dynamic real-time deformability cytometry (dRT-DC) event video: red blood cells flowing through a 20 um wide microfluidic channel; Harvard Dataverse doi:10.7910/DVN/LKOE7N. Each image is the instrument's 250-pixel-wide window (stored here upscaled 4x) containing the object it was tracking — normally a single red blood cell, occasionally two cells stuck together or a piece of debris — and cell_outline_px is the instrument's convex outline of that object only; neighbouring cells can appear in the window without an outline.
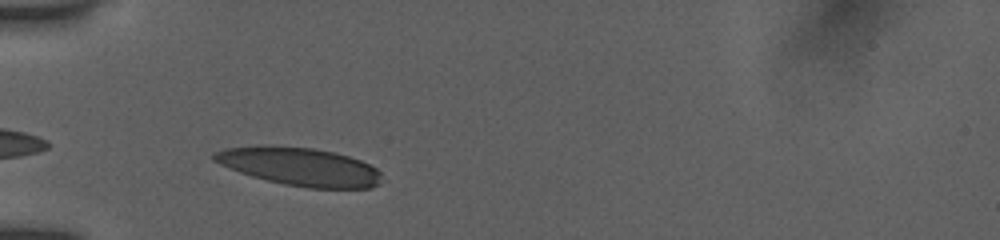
{"species": "human", "species_latin": "Homo sapiens", "temperature_condition": "room temperature", "stored_images_in_passage": 29, "camera_frame_rate_fps": 3000, "um_per_image_px": 0.085, "donor": {"sex": "female"}, "frame": {"image": 1, "passage_image": 2, "time_ms": 0.333, "image_size_px": [1000, 240], "cell_outline_px": [[380, 184], [372, 188], [308, 188], [284, 184], [252, 176], [240, 172], [220, 164], [212, 160], [212, 152], [224, 148], [256, 144], [268, 144], [312, 148], [332, 152], [348, 156], [360, 160], [376, 168], [380, 172]], "centroid_in_image_um": [25.42, 14.14], "position_along_channel_um": 59.6, "area_um2": 37.57}}
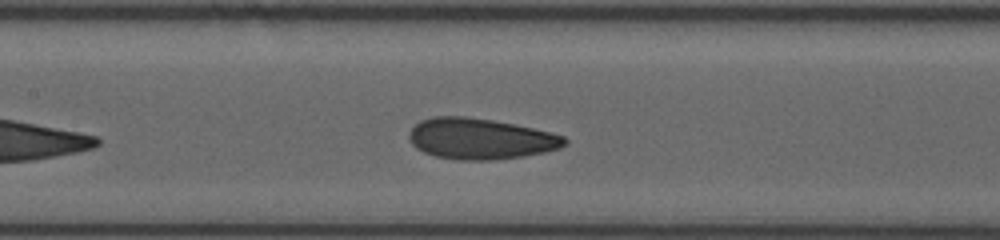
{"frame": {"image": 2, "passage_image": 11, "time_ms": 3.333, "image_size_px": [1000, 240], "cell_outline_px": [[568, 144], [560, 148], [544, 152], [524, 156], [492, 160], [456, 160], [436, 156], [424, 152], [416, 148], [412, 144], [408, 136], [408, 132], [420, 120], [432, 116], [464, 116], [492, 120], [552, 132], [564, 136], [568, 140]], "centroid_in_image_um": [40.83, 11.79], "position_along_channel_um": 166.6, "area_um2": 37.22}}
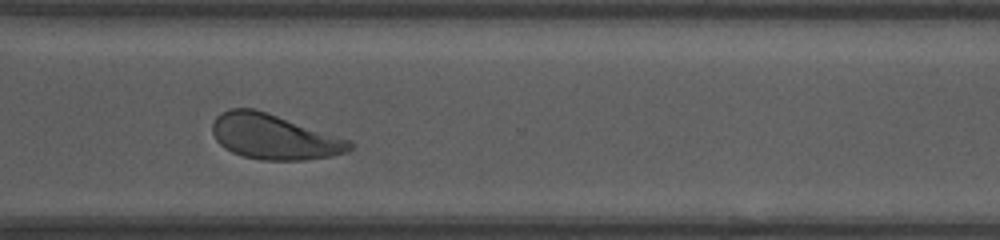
{"frame": {"image": 3, "passage_image": 25, "time_ms": 8.0, "image_size_px": [1000, 240], "cell_outline_px": [[352, 148], [348, 152], [332, 156], [304, 160], [264, 160], [244, 156], [232, 152], [224, 148], [216, 140], [212, 132], [212, 124], [216, 116], [220, 112], [228, 108], [252, 108], [268, 112], [352, 140]], "centroid_in_image_um": [23.3, 11.61], "position_along_channel_um": 347.3, "area_um2": 36.41}, "authors_computed_cell_mechanics": {"area_um2": 36.7608, "velocity_mm_per_s": 3.8862, "shape_relaxation_time_tau1_ms": 3.5482, "shape_relaxation_time_tau2_ms": 1.1994, "deformation_change_tau1": 0.1315, "deformation_change_tau2": 0.0818}}